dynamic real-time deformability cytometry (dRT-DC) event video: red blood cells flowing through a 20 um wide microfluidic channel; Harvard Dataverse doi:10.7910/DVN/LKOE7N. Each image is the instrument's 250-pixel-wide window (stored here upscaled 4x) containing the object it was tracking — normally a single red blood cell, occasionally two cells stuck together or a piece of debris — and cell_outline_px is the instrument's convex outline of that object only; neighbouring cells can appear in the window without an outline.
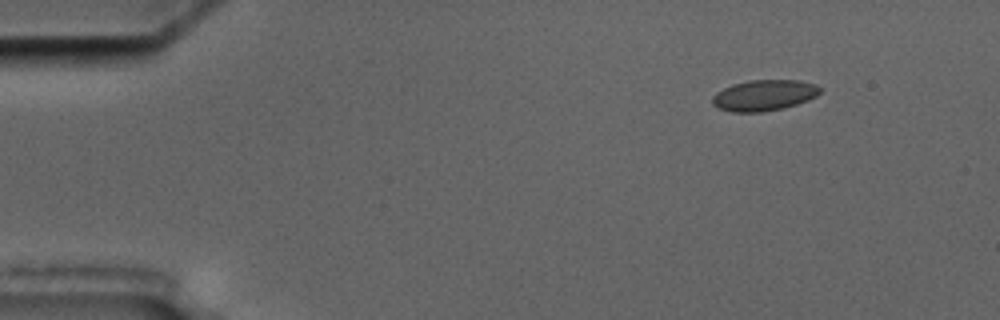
{"species": "common noctule bat (a hibernating species)", "species_latin": "Nyctalus noctula", "temperature_condition": "cold", "stored_images_in_passage": 4, "camera_frame_rate_fps": 3000, "um_per_image_px": 0.085, "animal": {"sex": "male", "body_mass_g": 17.5, "forearm_length_mm": 52.3}, "frame": {"image": 1, "passage_image": 1, "time_ms": 0.0, "image_size_px": [1000, 320], "cell_outline_px": [[820, 92], [816, 96], [808, 100], [784, 108], [764, 112], [732, 112], [720, 108], [712, 104], [712, 96], [716, 92], [732, 84], [748, 80], [800, 80], [816, 84], [820, 88]], "centroid_in_image_um": [64.94, 8.1], "position_along_channel_um": 20.1, "area_um2": 19.48}}
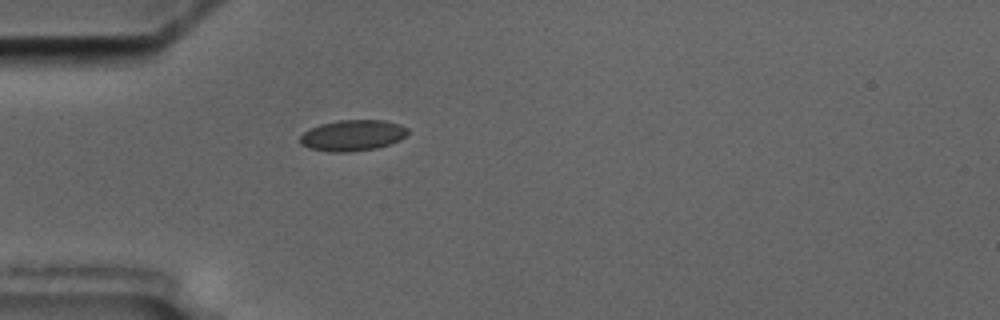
{"frame": {"image": 2, "passage_image": 4, "time_ms": 3.333, "image_size_px": [1000, 320], "cell_outline_px": [[408, 132], [400, 140], [376, 148], [352, 152], [332, 152], [308, 148], [300, 144], [300, 136], [308, 128], [320, 124], [340, 120], [384, 120], [400, 124], [408, 128]], "centroid_in_image_um": [29.94, 11.51], "position_along_channel_um": 55.1, "area_um2": 19.54}}